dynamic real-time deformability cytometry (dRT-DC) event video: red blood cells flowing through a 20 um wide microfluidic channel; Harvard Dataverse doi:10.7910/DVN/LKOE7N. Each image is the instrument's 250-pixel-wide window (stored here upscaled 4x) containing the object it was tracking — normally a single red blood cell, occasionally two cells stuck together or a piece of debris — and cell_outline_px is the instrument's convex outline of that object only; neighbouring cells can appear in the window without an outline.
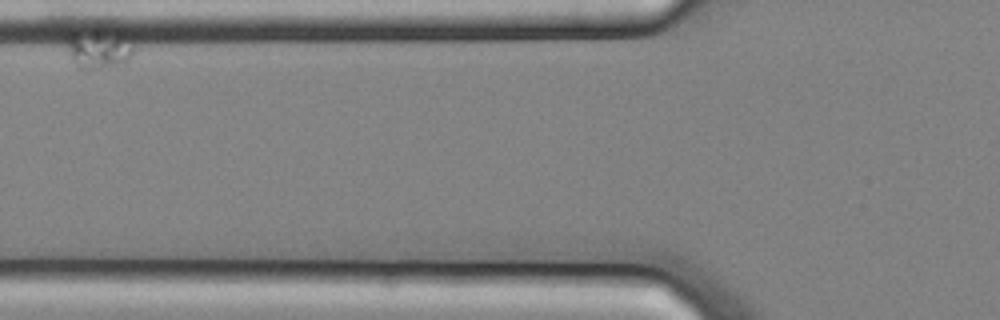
{"species": "common noctule bat (a hibernating species)", "species_latin": "Nyctalus noctula", "temperature_condition": "cold", "stored_images_in_passage": 11, "camera_frame_rate_fps": 3000, "um_per_image_px": 0.085, "animal": {"sex": "male", "body_mass_g": 20.4}, "frame": {"image": 1, "passage_image": 5, "time_ms": 1.333, "image_size_px": [1000, 320], "cell_outline_px": [[132, 56], [124, 64], [92, 68], [80, 68], [72, 60], [68, 48], [68, 36], [72, 32], [96, 32], [120, 36], [132, 44]], "centroid_in_image_um": [8.36, 4.22], "position_along_channel_um": 117.4, "area_um2": 13.99}}
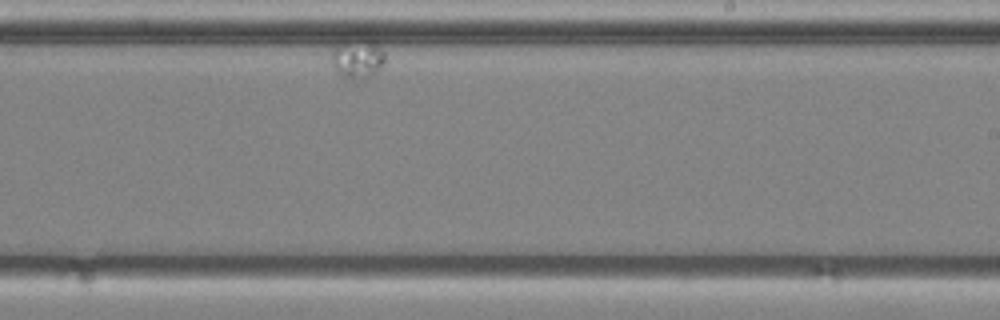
{"frame": {"image": 2, "passage_image": 11, "time_ms": 3.333, "image_size_px": [1000, 320], "cell_outline_px": [[384, 60], [380, 68], [372, 76], [364, 80], [352, 80], [344, 76], [332, 64], [332, 52], [336, 44], [372, 44], [380, 48], [384, 52]], "centroid_in_image_um": [30.39, 5.12], "position_along_channel_um": 258.6, "area_um2": 11.1}}